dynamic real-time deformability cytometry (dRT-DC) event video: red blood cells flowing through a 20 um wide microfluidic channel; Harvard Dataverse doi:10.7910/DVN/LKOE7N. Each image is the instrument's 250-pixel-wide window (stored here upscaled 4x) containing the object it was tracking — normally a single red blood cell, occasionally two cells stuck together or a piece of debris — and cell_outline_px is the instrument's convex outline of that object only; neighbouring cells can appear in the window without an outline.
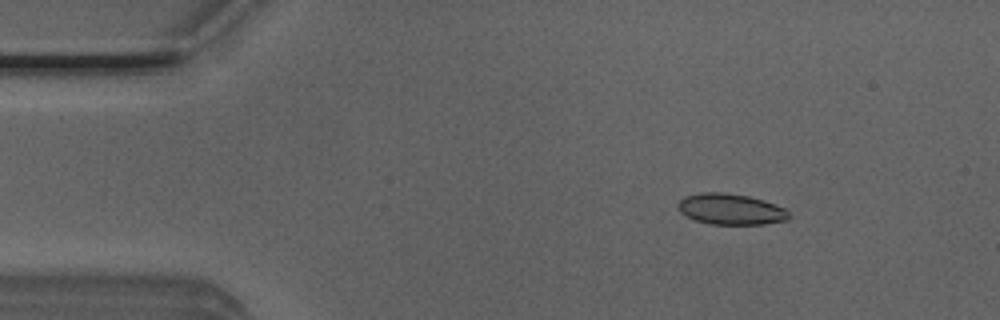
{"species": "Egyptian fruit bat (a non-hibernating species)", "species_latin": "Rousettus aegyptiacus", "temperature_condition": "room temperature", "stored_images_in_passage": 50, "camera_frame_rate_fps": 3000, "um_per_image_px": 0.085, "animal": {"sex": "male"}, "frame": {"image": 1, "passage_image": 6, "time_ms": 1.667, "image_size_px": [1000, 320], "cell_outline_px": [[792, 216], [788, 220], [764, 224], [708, 224], [684, 216], [676, 208], [676, 204], [684, 196], [704, 192], [720, 192], [748, 196], [764, 200], [784, 208]], "centroid_in_image_um": [62.08, 17.78], "position_along_channel_um": 22.9, "area_um2": 20.17}}
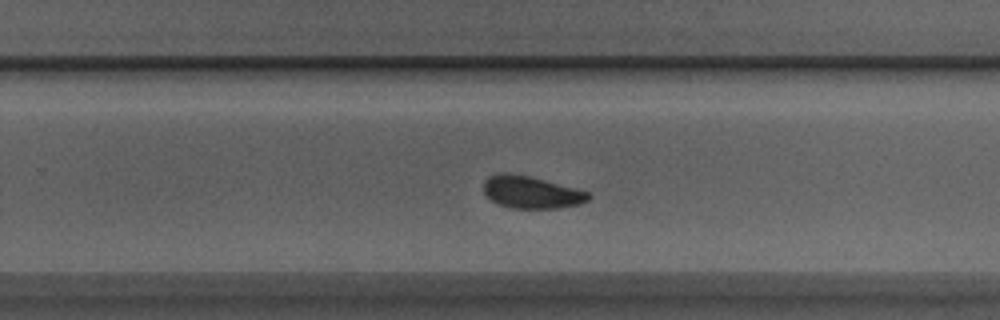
{"frame": {"image": 2, "passage_image": 31, "time_ms": 10.0, "image_size_px": [1000, 320], "cell_outline_px": [[592, 196], [588, 200], [580, 204], [556, 208], [512, 208], [496, 204], [484, 192], [484, 180], [488, 176], [496, 172], [512, 172], [576, 188], [588, 192]], "centroid_in_image_um": [45.13, 16.32], "position_along_channel_um": 284.7, "area_um2": 19.83}}
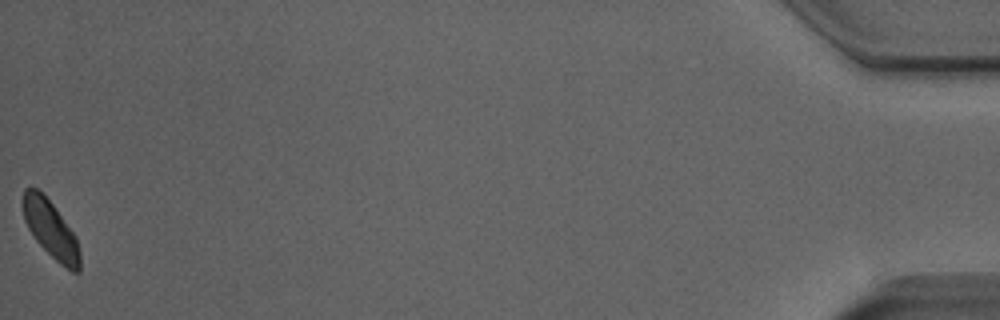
{"frame": {"image": 3, "passage_image": 50, "time_ms": 16.333, "image_size_px": [1000, 320], "cell_outline_px": [[80, 272], [72, 272], [60, 264], [36, 240], [28, 228], [24, 220], [20, 204], [20, 200], [24, 188], [36, 188], [52, 204], [76, 236], [80, 248]], "centroid_in_image_um": [4.29, 19.48], "position_along_channel_um": 430.9, "area_um2": 19.07}, "authors_computed_cell_mechanics": {"area_um2": 19.9121, "velocity_mm_per_s": 3.9753, "shape_relaxation_time_tau1_ms": 3.2498, "shape_relaxation_time_tau2_ms": 2.1096, "deformation_change_tau1": 0.0914, "deformation_change_tau2": 0.0481}}